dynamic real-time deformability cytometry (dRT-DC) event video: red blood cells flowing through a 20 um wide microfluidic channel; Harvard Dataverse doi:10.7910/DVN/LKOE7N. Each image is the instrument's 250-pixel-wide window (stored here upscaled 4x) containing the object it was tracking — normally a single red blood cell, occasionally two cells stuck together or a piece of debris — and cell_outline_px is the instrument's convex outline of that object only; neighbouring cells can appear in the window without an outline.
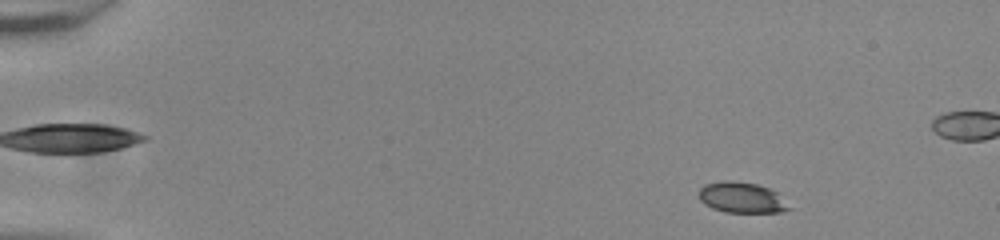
{"species": "common noctule bat (a hibernating species)", "species_latin": "Nyctalus noctula", "temperature_condition": "room temperature", "stored_images_in_passage": 50, "camera_frame_rate_fps": 3000, "um_per_image_px": 0.085, "animal": {"sex": "male", "body_mass_g": 20.0, "forearm_length_mm": 53.3}, "frame": {"image": 1, "passage_image": 5, "time_ms": 1.333, "image_size_px": [1000, 240], "cell_outline_px": [[792, 208], [784, 212], [724, 212], [712, 208], [704, 204], [700, 200], [700, 188], [704, 184], [720, 180], [728, 180], [756, 184], [768, 188], [776, 192]], "centroid_in_image_um": [63.03, 16.79], "position_along_channel_um": 22.0, "area_um2": 16.13}}
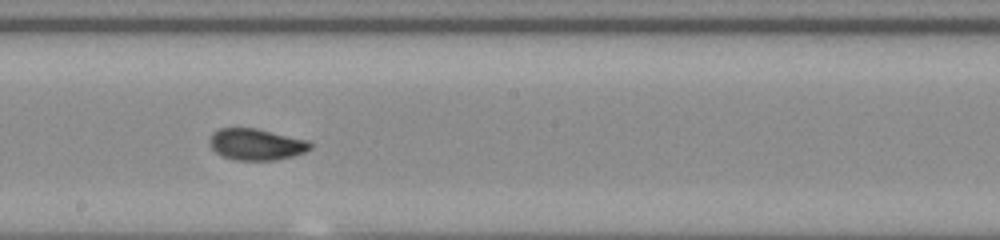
{"frame": {"image": 2, "passage_image": 30, "time_ms": 9.667, "image_size_px": [1000, 240], "cell_outline_px": [[312, 148], [304, 152], [292, 156], [276, 160], [236, 160], [224, 156], [216, 152], [208, 144], [208, 140], [212, 132], [220, 128], [256, 128], [308, 140], [312, 144]], "centroid_in_image_um": [21.76, 12.26], "position_along_channel_um": 226.4, "area_um2": 18.5}}
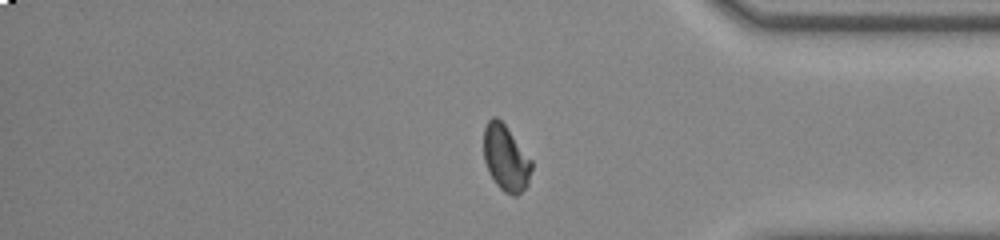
{"frame": {"image": 3, "passage_image": 44, "time_ms": 14.333, "image_size_px": [1000, 240], "cell_outline_px": [[532, 168], [528, 184], [516, 196], [512, 196], [504, 192], [496, 184], [488, 172], [484, 160], [484, 128], [488, 120], [492, 116], [496, 116], [504, 124], [532, 160]], "centroid_in_image_um": [42.98, 13.45], "position_along_channel_um": 392.2, "area_um2": 18.38}}